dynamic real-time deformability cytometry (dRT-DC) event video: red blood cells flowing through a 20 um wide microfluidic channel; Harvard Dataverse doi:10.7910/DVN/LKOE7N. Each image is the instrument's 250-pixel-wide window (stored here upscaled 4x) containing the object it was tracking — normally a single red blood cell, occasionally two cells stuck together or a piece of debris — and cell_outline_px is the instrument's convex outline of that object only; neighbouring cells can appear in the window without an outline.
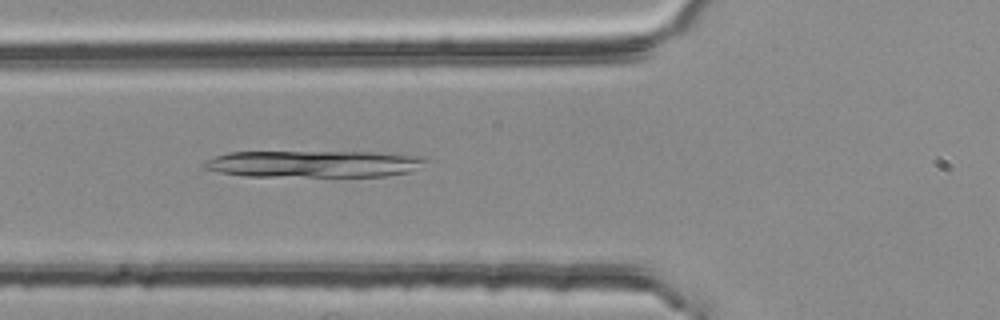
{"species": "common noctule bat (a hibernating species)", "species_latin": "Nyctalus noctula", "temperature_condition": "room temperature", "stored_images_in_passage": 2, "camera_frame_rate_fps": 3000, "um_per_image_px": 0.085, "animal": {"sex": "female", "body_mass_g": 25.1}, "frame": {"image": 1, "passage_image": 2, "time_ms": 0.333, "image_size_px": [1000, 320], "cell_outline_px": [[432, 160], [408, 172], [384, 176], [244, 176], [220, 172], [200, 168], [200, 164], [216, 156], [228, 152], [372, 152], [424, 156]], "centroid_in_image_um": [26.67, 13.92], "position_along_channel_um": 99.1, "area_um2": 34.74}}